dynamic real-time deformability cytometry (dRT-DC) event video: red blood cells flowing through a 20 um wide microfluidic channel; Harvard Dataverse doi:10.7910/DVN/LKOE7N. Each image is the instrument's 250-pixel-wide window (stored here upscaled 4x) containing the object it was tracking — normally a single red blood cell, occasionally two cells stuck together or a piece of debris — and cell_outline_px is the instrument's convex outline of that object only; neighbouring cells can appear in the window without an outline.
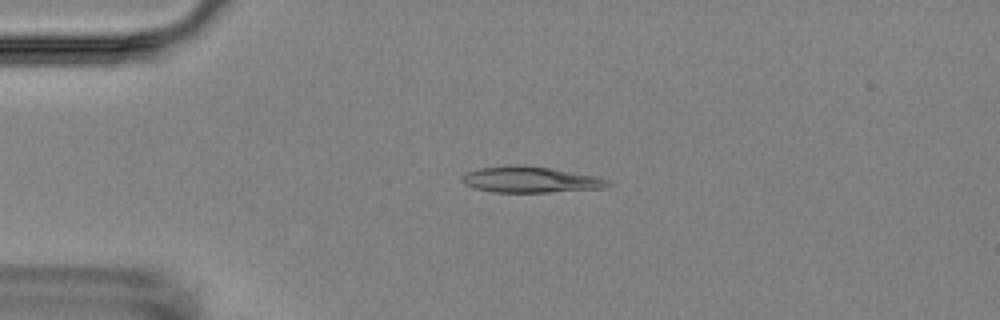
{"species": "Egyptian fruit bat (a non-hibernating species)", "species_latin": "Rousettus aegyptiacus", "temperature_condition": "room temperature", "stored_images_in_passage": 4, "camera_frame_rate_fps": 3000, "um_per_image_px": 0.085, "animal": {"sex": "female"}, "frame": {"image": 1, "passage_image": 3, "time_ms": 3.333, "image_size_px": [1000, 320], "cell_outline_px": [[612, 184], [608, 188], [548, 192], [492, 192], [472, 188], [464, 184], [460, 180], [460, 176], [468, 172], [480, 168], [508, 164], [524, 164], [596, 176], [608, 180]], "centroid_in_image_um": [45.05, 15.26], "position_along_channel_um": 39.9, "area_um2": 22.43}}